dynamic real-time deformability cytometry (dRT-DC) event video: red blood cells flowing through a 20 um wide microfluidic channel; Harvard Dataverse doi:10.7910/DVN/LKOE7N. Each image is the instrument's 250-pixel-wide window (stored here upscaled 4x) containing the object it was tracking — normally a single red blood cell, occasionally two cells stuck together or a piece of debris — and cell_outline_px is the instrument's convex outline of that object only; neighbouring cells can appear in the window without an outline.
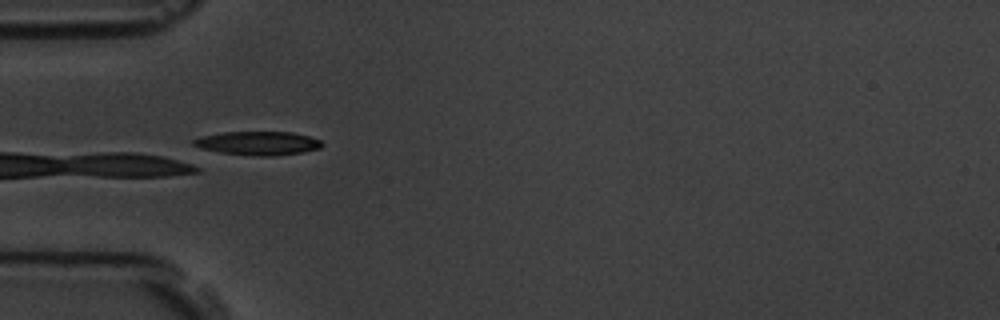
{"species": "common noctule bat (a hibernating species)", "species_latin": "Nyctalus noctula", "temperature_condition": "room temperature", "stored_images_in_passage": 39, "camera_frame_rate_fps": 3000, "um_per_image_px": 0.085, "animal": {"sex": "male", "body_mass_g": 19.5, "forearm_length_mm": 54.6}, "frame": {"image": 1, "passage_image": 1, "time_ms": 0.0, "image_size_px": [1000, 320], "cell_outline_px": [[324, 144], [320, 148], [304, 152], [272, 156], [256, 156], [220, 152], [200, 148], [192, 144], [192, 140], [200, 136], [224, 132], [292, 132], [308, 136], [320, 140]], "centroid_in_image_um": [21.93, 12.17], "position_along_channel_um": 63.1, "area_um2": 17.74}}